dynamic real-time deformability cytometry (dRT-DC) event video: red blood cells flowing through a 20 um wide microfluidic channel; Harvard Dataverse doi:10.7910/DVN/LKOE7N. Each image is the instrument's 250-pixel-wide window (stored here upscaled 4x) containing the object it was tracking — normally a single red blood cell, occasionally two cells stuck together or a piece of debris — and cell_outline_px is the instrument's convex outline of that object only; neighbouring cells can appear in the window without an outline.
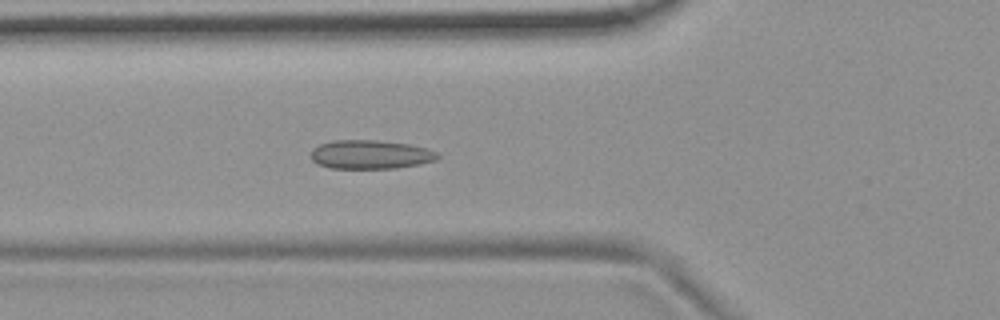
{"species": "common noctule bat (a hibernating species)", "species_latin": "Nyctalus noctula", "temperature_condition": "room temperature", "stored_images_in_passage": 2, "camera_frame_rate_fps": 3000, "um_per_image_px": 0.085, "animal": {"sex": "female", "body_mass_g": 19.9}, "frame": {"image": 1, "passage_image": 2, "time_ms": 0.333, "image_size_px": [1000, 320], "cell_outline_px": [[440, 156], [436, 160], [420, 164], [396, 168], [332, 168], [316, 164], [312, 160], [312, 148], [320, 144], [332, 140], [376, 140], [408, 144], [428, 148], [436, 152]], "centroid_in_image_um": [31.49, 13.13], "position_along_channel_um": 94.3, "area_um2": 21.33}}